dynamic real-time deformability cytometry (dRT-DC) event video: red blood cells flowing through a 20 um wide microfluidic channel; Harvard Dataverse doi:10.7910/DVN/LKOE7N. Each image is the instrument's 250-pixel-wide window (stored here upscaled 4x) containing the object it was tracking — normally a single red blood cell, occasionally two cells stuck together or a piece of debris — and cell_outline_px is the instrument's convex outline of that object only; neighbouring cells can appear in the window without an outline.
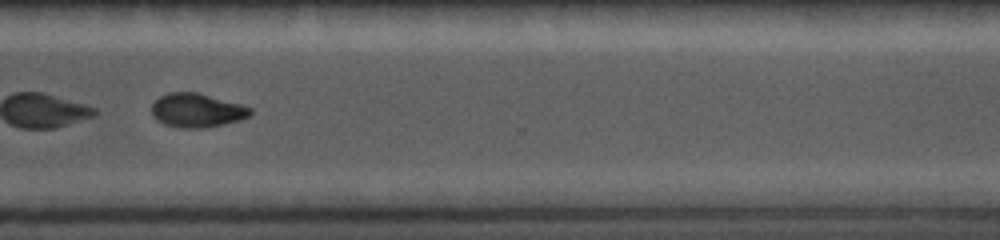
{"species": "common noctule bat (a hibernating species)", "species_latin": "Nyctalus noctula", "temperature_condition": "cold", "stored_images_in_passage": 27, "camera_frame_rate_fps": 5000, "um_per_image_px": 0.085, "animal": {"sex": "female", "body_mass_g": 19.0, "forearm_length_mm": 56.7}, "frame": {"image": 1, "passage_image": 20, "time_ms": 7.6, "image_size_px": [1000, 240], "cell_outline_px": [[252, 112], [248, 116], [240, 120], [200, 128], [180, 128], [164, 124], [156, 120], [152, 116], [152, 104], [160, 96], [168, 92], [200, 92], [240, 104], [252, 108]], "centroid_in_image_um": [16.7, 9.36], "position_along_channel_um": 353.9, "area_um2": 19.48}}